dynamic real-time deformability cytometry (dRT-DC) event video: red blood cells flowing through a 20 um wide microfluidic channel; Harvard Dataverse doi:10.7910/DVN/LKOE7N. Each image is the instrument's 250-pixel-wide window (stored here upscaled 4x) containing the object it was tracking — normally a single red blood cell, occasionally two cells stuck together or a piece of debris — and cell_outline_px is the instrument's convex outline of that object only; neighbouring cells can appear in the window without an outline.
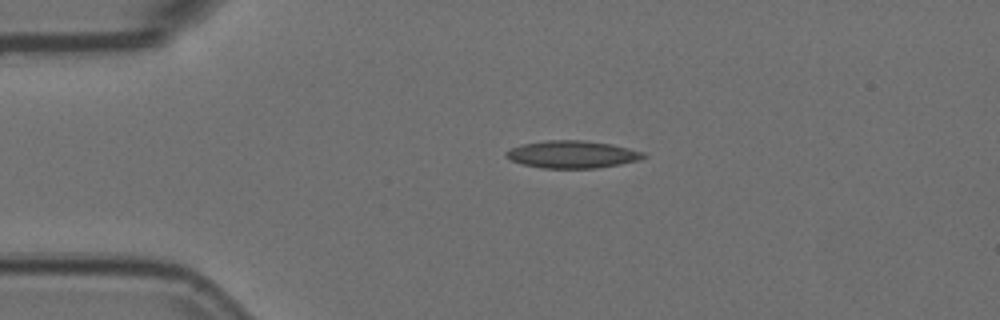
{"species": "Egyptian fruit bat (a non-hibernating species)", "species_latin": "Rousettus aegyptiacus", "temperature_condition": "room temperature", "stored_images_in_passage": 2, "camera_frame_rate_fps": 3000, "um_per_image_px": 0.085, "animal": {"sex": "female"}, "frame": {"image": 1, "passage_image": 1, "time_ms": 0.0, "image_size_px": [1000, 320], "cell_outline_px": [[648, 156], [640, 160], [620, 164], [596, 168], [544, 168], [524, 164], [512, 160], [504, 156], [504, 152], [520, 144], [544, 140], [584, 140], [612, 144], [644, 152]], "centroid_in_image_um": [48.65, 13.11], "position_along_channel_um": 36.3, "area_um2": 22.02}}